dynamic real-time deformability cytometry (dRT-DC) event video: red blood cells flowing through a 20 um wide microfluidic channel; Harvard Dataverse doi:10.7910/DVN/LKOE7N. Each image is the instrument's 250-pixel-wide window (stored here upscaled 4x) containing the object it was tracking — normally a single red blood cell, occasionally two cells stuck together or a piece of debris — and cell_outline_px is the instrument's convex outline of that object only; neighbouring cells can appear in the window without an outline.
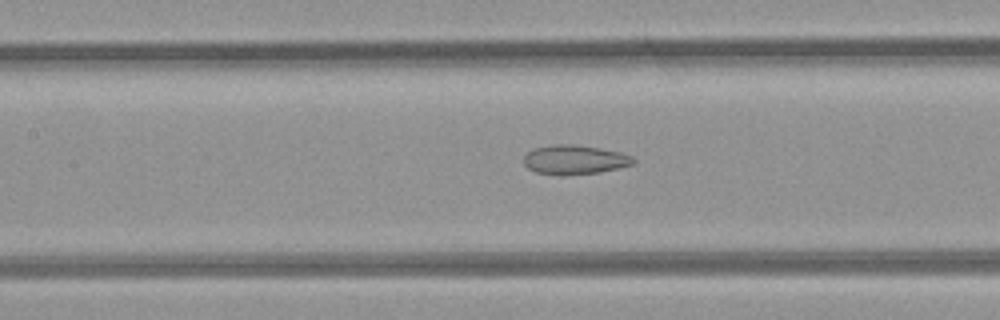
{"species": "common noctule bat (a hibernating species)", "species_latin": "Nyctalus noctula", "temperature_condition": "room temperature", "stored_images_in_passage": 37, "camera_frame_rate_fps": 3000, "um_per_image_px": 0.085, "animal": {"sex": "female", "body_mass_g": 21.9}, "frame": {"image": 1, "passage_image": 15, "time_ms": 4.667, "image_size_px": [1000, 320], "cell_outline_px": [[636, 164], [600, 172], [564, 176], [560, 176], [536, 172], [528, 168], [524, 164], [524, 156], [528, 152], [536, 148], [552, 144], [572, 144], [600, 148], [620, 152], [632, 156], [636, 160]], "centroid_in_image_um": [48.87, 13.58], "position_along_channel_um": 158.5, "area_um2": 18.9}}
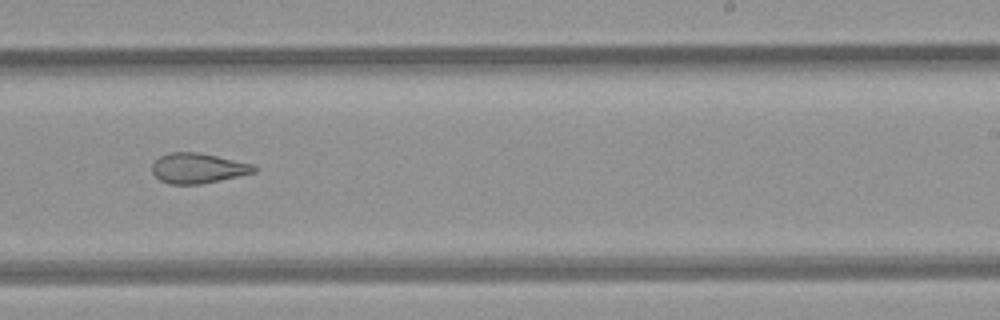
{"frame": {"image": 2, "passage_image": 23, "time_ms": 7.333, "image_size_px": [1000, 320], "cell_outline_px": [[256, 172], [220, 180], [200, 184], [172, 184], [160, 180], [152, 172], [152, 164], [160, 156], [168, 152], [196, 152], [216, 156], [252, 164], [256, 168]], "centroid_in_image_um": [16.79, 14.29], "position_along_channel_um": 272.2, "area_um2": 17.69}}
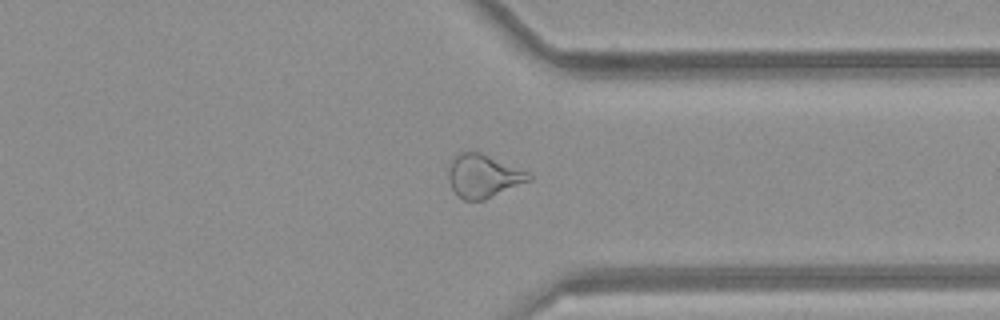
{"frame": {"image": 3, "passage_image": 30, "time_ms": 9.667, "image_size_px": [1000, 320], "cell_outline_px": [[532, 180], [484, 200], [464, 200], [456, 196], [448, 180], [448, 168], [452, 156], [456, 152], [480, 152], [528, 172], [532, 176]], "centroid_in_image_um": [41.04, 14.96], "position_along_channel_um": 370.4, "area_um2": 20.4}}